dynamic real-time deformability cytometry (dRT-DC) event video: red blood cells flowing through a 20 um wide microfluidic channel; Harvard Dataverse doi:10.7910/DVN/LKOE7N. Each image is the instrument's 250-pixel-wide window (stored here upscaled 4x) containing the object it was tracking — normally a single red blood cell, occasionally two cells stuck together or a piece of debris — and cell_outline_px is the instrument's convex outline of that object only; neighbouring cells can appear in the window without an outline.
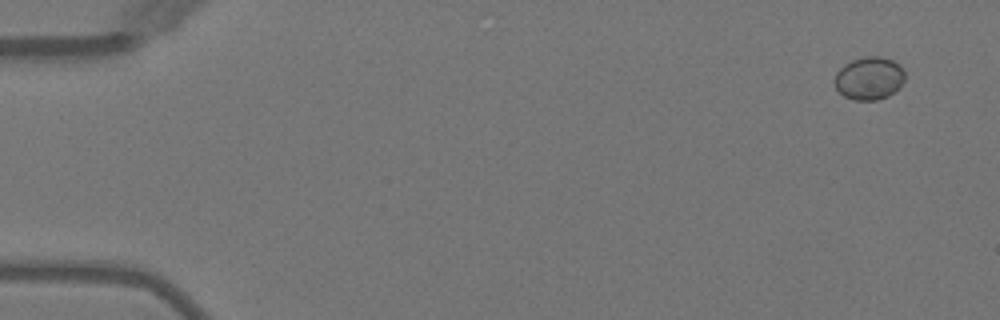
{"species": "Egyptian fruit bat (a non-hibernating species)", "species_latin": "Rousettus aegyptiacus", "temperature_condition": "warm", "stored_images_in_passage": 4, "camera_frame_rate_fps": 3000, "um_per_image_px": 0.085, "animal": {"sex": "female"}, "frame": {"image": 1, "passage_image": 1, "time_ms": 0.0, "image_size_px": [1000, 320], "cell_outline_px": [[904, 80], [900, 88], [888, 96], [876, 100], [856, 100], [844, 96], [836, 88], [832, 80], [836, 72], [844, 64], [852, 60], [864, 56], [880, 56], [892, 60], [900, 64], [904, 72]], "centroid_in_image_um": [73.87, 6.65], "position_along_channel_um": 11.1, "area_um2": 17.8}}
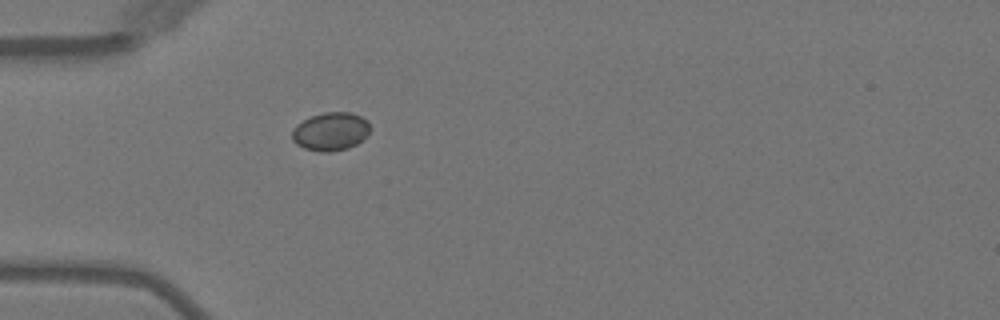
{"frame": {"image": 2, "passage_image": 4, "time_ms": 4.333, "image_size_px": [1000, 320], "cell_outline_px": [[368, 132], [356, 144], [348, 148], [328, 152], [320, 152], [304, 148], [296, 144], [292, 140], [292, 132], [296, 124], [312, 116], [324, 112], [352, 112], [368, 120]], "centroid_in_image_um": [28.07, 11.17], "position_along_channel_um": 56.9, "area_um2": 17.22}}